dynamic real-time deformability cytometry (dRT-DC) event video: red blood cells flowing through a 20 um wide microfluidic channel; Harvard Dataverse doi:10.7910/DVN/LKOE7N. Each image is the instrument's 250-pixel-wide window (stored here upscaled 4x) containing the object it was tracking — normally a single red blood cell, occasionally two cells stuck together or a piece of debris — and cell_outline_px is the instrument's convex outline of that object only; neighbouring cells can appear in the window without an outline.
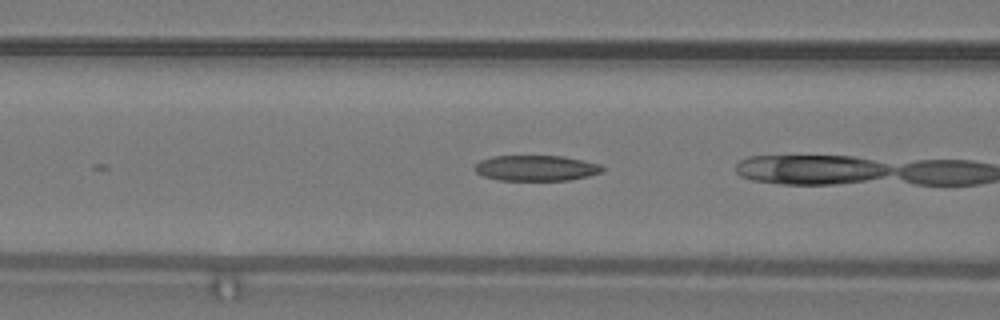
{"species": "common noctule bat (a hibernating species)", "species_latin": "Nyctalus noctula", "temperature_condition": "warm", "stored_images_in_passage": 16, "camera_frame_rate_fps": 3000, "um_per_image_px": 0.085, "animal": {"sex": "male", "body_mass_g": 19.2, "forearm_length_mm": 51.8}, "frame": {"image": 1, "passage_image": 15, "time_ms": 4.667, "image_size_px": [1000, 320], "cell_outline_px": [[604, 172], [588, 176], [568, 180], [500, 180], [484, 176], [476, 172], [472, 168], [480, 160], [492, 156], [564, 156], [584, 160], [600, 164], [604, 168]], "centroid_in_image_um": [45.58, 14.28], "position_along_channel_um": 121.0, "area_um2": 19.13}}